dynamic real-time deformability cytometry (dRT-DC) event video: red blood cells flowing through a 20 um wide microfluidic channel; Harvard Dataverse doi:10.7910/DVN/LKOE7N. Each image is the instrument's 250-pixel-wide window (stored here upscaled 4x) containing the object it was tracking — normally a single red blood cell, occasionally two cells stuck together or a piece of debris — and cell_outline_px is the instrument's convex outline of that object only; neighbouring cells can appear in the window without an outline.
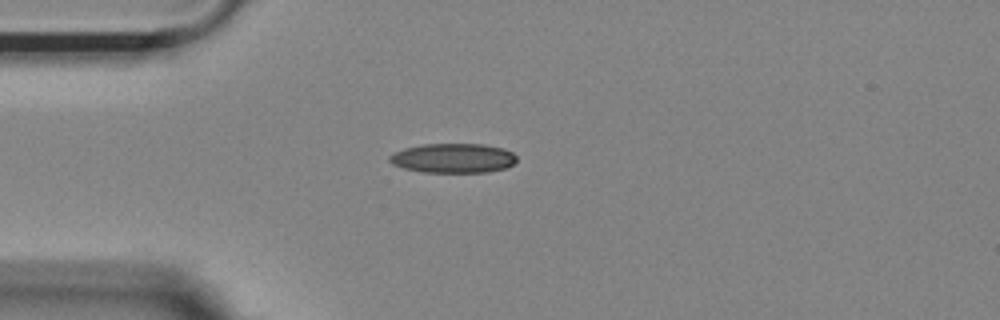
{"species": "Egyptian fruit bat (a non-hibernating species)", "species_latin": "Rousettus aegyptiacus", "temperature_condition": "room temperature", "stored_images_in_passage": 33, "camera_frame_rate_fps": 3000, "um_per_image_px": 0.085, "animal": {"sex": "female"}, "frame": {"image": 1, "passage_image": 1, "time_ms": 0.0, "image_size_px": [1000, 320], "cell_outline_px": [[516, 160], [512, 164], [504, 168], [488, 172], [420, 172], [404, 168], [392, 164], [388, 160], [388, 156], [404, 148], [424, 144], [484, 144], [504, 148], [512, 152], [516, 156]], "centroid_in_image_um": [38.51, 13.44], "position_along_channel_um": 46.5, "area_um2": 21.85}}
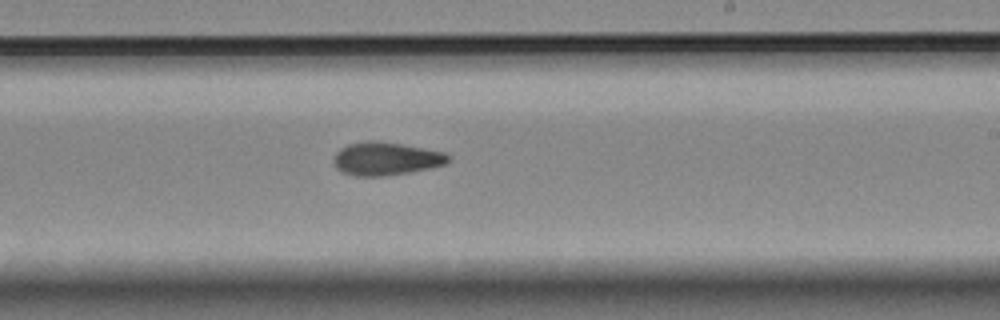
{"frame": {"image": 2, "passage_image": 19, "time_ms": 6.0, "image_size_px": [1000, 320], "cell_outline_px": [[452, 160], [448, 164], [432, 168], [384, 176], [356, 176], [344, 172], [336, 168], [332, 160], [336, 152], [340, 148], [348, 144], [368, 140], [376, 140], [400, 144], [444, 152]], "centroid_in_image_um": [32.8, 13.49], "position_along_channel_um": 256.2, "area_um2": 22.2}}
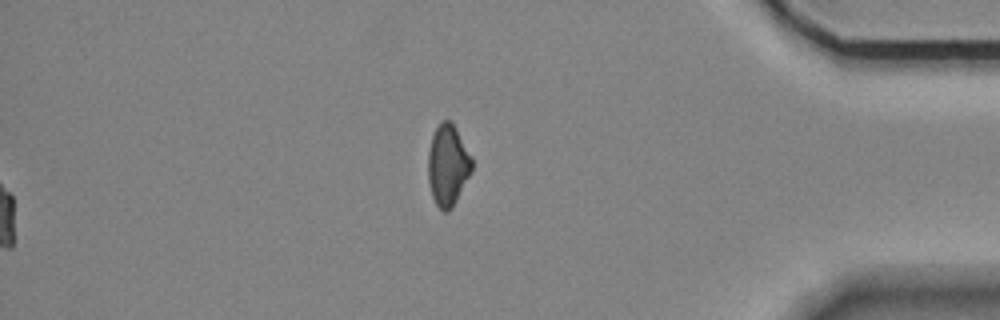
{"frame": {"image": 3, "passage_image": 33, "time_ms": 10.667, "image_size_px": [1000, 320], "cell_outline_px": [[472, 172], [452, 208], [448, 212], [444, 212], [436, 204], [432, 196], [428, 180], [428, 152], [432, 136], [440, 120], [452, 120], [472, 156]], "centroid_in_image_um": [38.07, 14.02], "position_along_channel_um": 397.1, "area_um2": 20.98}, "authors_computed_cell_mechanics": {"area_um2": 21.7328, "velocity_mm_per_s": 3.7106, "shape_relaxation_time_tau1_ms": null, "shape_relaxation_time_tau2_ms": 6.3957, "deformation_change_tau1": null, "deformation_change_tau2": 0.1316}}